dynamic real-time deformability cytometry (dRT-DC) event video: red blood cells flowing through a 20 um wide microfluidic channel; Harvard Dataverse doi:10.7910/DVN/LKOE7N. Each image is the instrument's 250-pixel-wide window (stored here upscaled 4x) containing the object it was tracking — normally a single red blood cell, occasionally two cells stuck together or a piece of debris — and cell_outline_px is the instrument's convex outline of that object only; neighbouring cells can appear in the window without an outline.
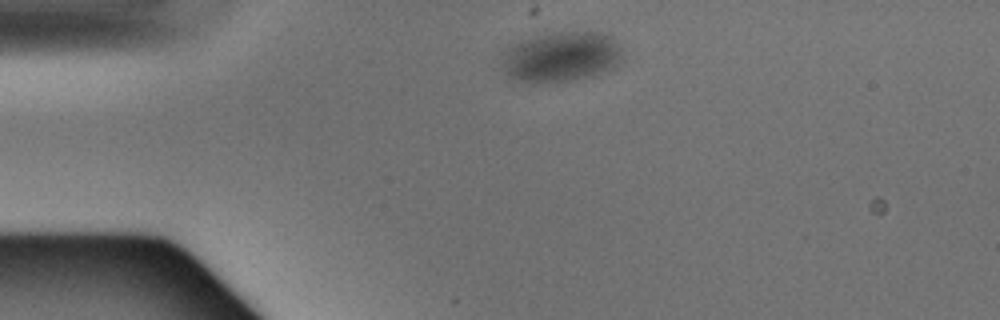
{"species": "Egyptian fruit bat (a non-hibernating species)", "species_latin": "Rousettus aegyptiacus", "temperature_condition": "warm", "stored_images_in_passage": 4, "camera_frame_rate_fps": 3000, "um_per_image_px": 0.085, "animal": {"sex": "male"}, "frame": {"image": 1, "passage_image": 1, "time_ms": 0.0, "image_size_px": [1000, 320], "cell_outline_px": [[620, 60], [616, 64], [596, 76], [576, 80], [516, 80], [508, 76], [504, 72], [504, 52], [508, 48], [532, 36], [556, 32], [608, 32], [620, 44]], "centroid_in_image_um": [47.76, 4.79], "position_along_channel_um": 37.2, "area_um2": 34.56}}
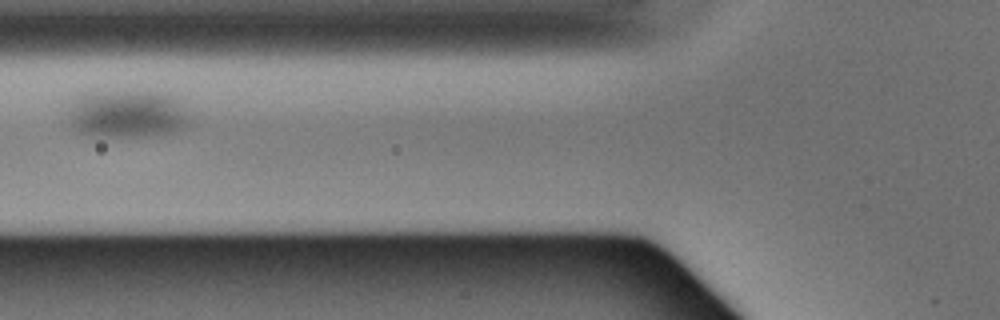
{"frame": {"image": 2, "passage_image": 3, "time_ms": 0.667, "image_size_px": [1000, 320], "cell_outline_px": [[184, 124], [168, 132], [152, 136], [92, 136], [76, 128], [72, 124], [72, 116], [80, 100], [84, 96], [104, 92], [148, 92], [168, 96], [172, 100], [184, 120]], "centroid_in_image_um": [10.75, 9.73], "position_along_channel_um": 115.0, "area_um2": 30.29}}
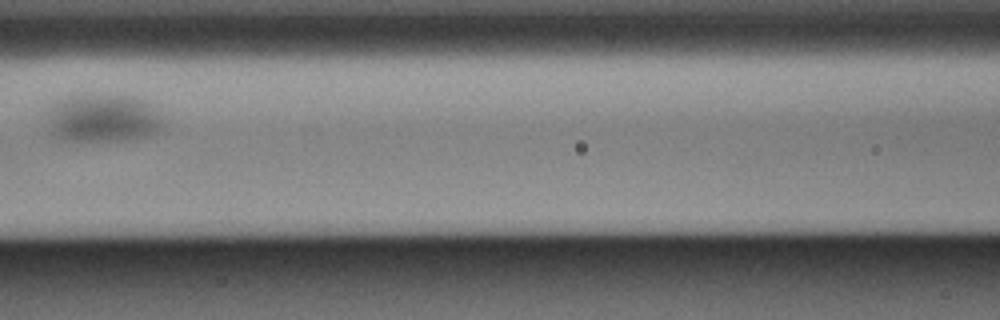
{"frame": {"image": 3, "passage_image": 4, "time_ms": 1.0, "image_size_px": [1000, 320], "cell_outline_px": [[156, 128], [152, 132], [144, 136], [116, 140], [72, 140], [56, 136], [52, 112], [56, 104], [72, 96], [132, 96], [144, 100], [156, 120]], "centroid_in_image_um": [8.74, 10.04], "position_along_channel_um": 157.9, "area_um2": 29.13}}